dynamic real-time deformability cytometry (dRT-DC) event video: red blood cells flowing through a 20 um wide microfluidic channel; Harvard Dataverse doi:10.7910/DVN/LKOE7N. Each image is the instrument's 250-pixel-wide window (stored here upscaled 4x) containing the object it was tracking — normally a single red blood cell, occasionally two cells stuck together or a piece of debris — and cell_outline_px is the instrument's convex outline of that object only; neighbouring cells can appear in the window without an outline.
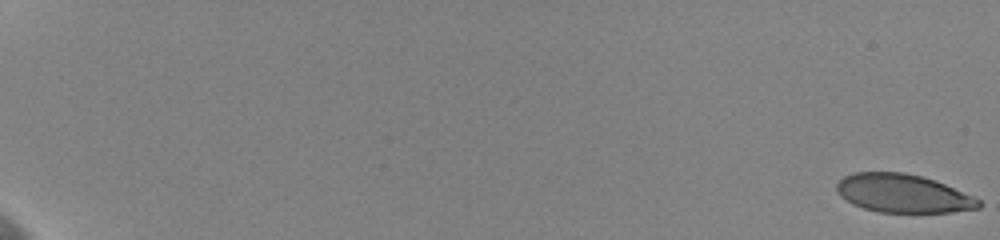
{"species": "human", "species_latin": "Homo sapiens", "temperature_condition": "cold", "stored_images_in_passage": 53, "camera_frame_rate_fps": 3000, "um_per_image_px": 0.085, "donor": {"sex": "female"}, "frame": {"image": 1, "passage_image": 1, "time_ms": 0.0, "image_size_px": [1000, 240], "cell_outline_px": [[980, 208], [952, 212], [880, 212], [864, 208], [852, 204], [840, 196], [836, 188], [836, 184], [844, 176], [852, 172], [904, 172], [936, 180], [972, 196], [980, 200]], "centroid_in_image_um": [76.73, 16.43], "position_along_channel_um": 8.3, "area_um2": 31.67}}
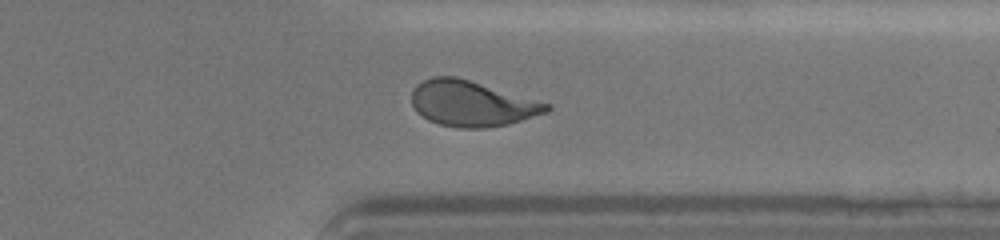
{"frame": {"image": 2, "passage_image": 43, "time_ms": 16.333, "image_size_px": [1000, 240], "cell_outline_px": [[552, 108], [548, 112], [508, 124], [488, 128], [460, 128], [440, 124], [428, 120], [416, 112], [412, 104], [412, 92], [416, 84], [432, 76], [456, 76], [552, 104]], "centroid_in_image_um": [40.11, 8.8], "position_along_channel_um": 371.3, "area_um2": 35.95}}
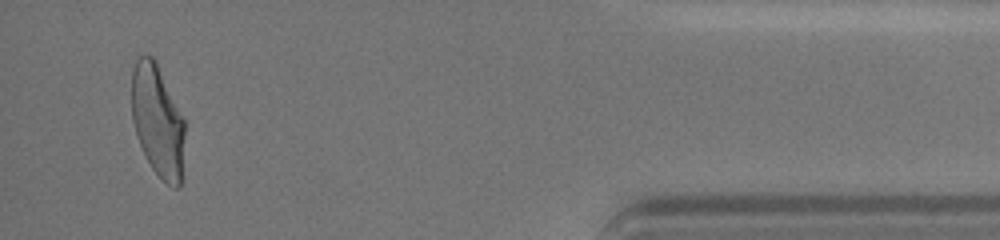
{"frame": {"image": 3, "passage_image": 52, "time_ms": 19.0, "image_size_px": [1000, 240], "cell_outline_px": [[184, 136], [180, 184], [176, 188], [168, 184], [152, 168], [140, 144], [132, 120], [132, 72], [136, 60], [140, 56], [152, 56], [156, 60], [184, 120]], "centroid_in_image_um": [13.39, 10.22], "position_along_channel_um": 421.8, "area_um2": 33.93}, "authors_computed_cell_mechanics": {"area_um2": 35.3736, "velocity_mm_per_s": 3.6172, "shape_relaxation_time_tau1_ms": 4.8442, "shape_relaxation_time_tau2_ms": 1.147, "deformation_change_tau1": 0.174, "deformation_change_tau2": 0.0635}}